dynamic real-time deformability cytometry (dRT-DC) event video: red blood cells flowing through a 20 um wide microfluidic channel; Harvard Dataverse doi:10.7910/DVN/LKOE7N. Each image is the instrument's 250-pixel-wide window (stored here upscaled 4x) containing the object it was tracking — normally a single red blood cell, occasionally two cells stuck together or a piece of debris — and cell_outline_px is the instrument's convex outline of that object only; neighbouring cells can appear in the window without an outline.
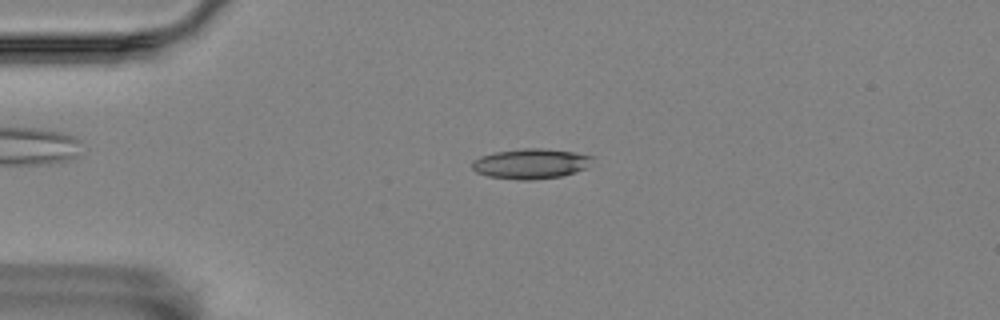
{"species": "Egyptian fruit bat (a non-hibernating species)", "species_latin": "Rousettus aegyptiacus", "temperature_condition": "room temperature", "stored_images_in_passage": 6, "camera_frame_rate_fps": 3000, "um_per_image_px": 0.085, "animal": {"sex": "female"}, "frame": {"image": 1, "passage_image": 4, "time_ms": 1.0, "image_size_px": [1000, 320], "cell_outline_px": [[596, 156], [584, 168], [576, 172], [560, 176], [528, 180], [524, 180], [488, 176], [476, 172], [472, 168], [472, 160], [480, 156], [496, 152], [524, 148], [544, 148], [576, 152]], "centroid_in_image_um": [45.12, 13.9], "position_along_channel_um": 39.9, "area_um2": 21.04}}
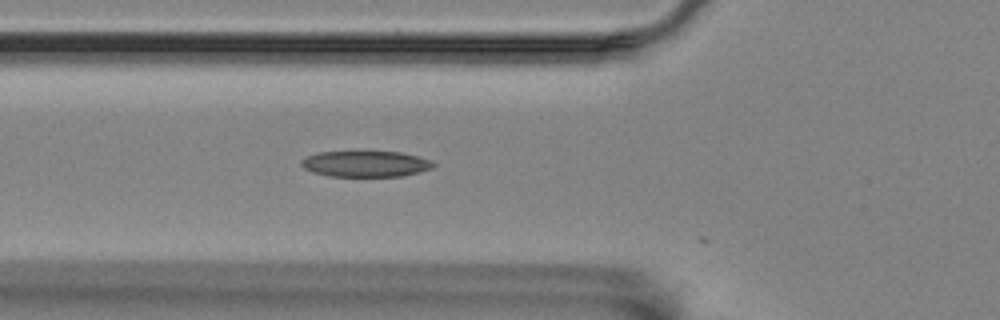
{"frame": {"image": 2, "passage_image": 6, "time_ms": 1.667, "image_size_px": [1000, 320], "cell_outline_px": [[436, 164], [432, 168], [420, 172], [400, 176], [328, 176], [312, 172], [304, 168], [300, 164], [300, 160], [308, 156], [320, 152], [400, 152], [432, 160]], "centroid_in_image_um": [31.08, 13.93], "position_along_channel_um": 94.7, "area_um2": 19.88}}